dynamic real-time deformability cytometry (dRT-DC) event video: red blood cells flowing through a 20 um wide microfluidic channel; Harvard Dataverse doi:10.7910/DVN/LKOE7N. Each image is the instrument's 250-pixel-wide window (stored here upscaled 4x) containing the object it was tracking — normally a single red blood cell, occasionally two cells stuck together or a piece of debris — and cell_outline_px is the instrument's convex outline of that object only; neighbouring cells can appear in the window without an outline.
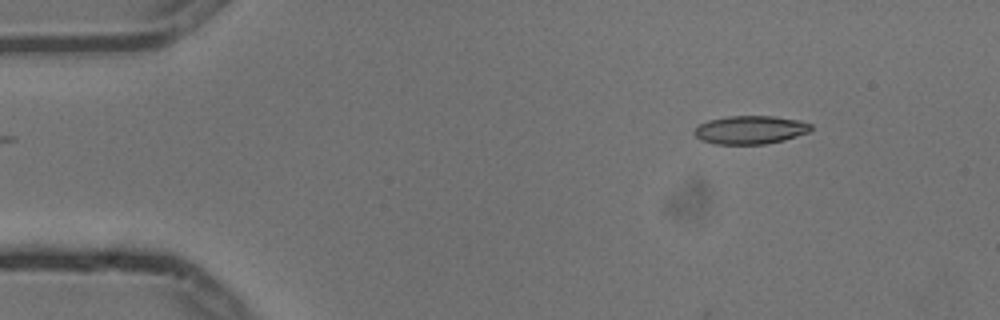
{"species": "common noctule bat (a hibernating species)", "species_latin": "Nyctalus noctula", "temperature_condition": "cold", "stored_images_in_passage": 4, "camera_frame_rate_fps": 3000, "um_per_image_px": 0.085, "animal": {"sex": "male", "body_mass_g": 13.3}, "frame": {"image": 1, "passage_image": 1, "time_ms": 0.0, "image_size_px": [1000, 320], "cell_outline_px": [[812, 128], [808, 132], [784, 140], [764, 144], [716, 144], [700, 140], [692, 132], [696, 124], [708, 120], [728, 116], [772, 116], [800, 120], [812, 124]], "centroid_in_image_um": [63.73, 11.03], "position_along_channel_um": 21.3, "area_um2": 19.42}}
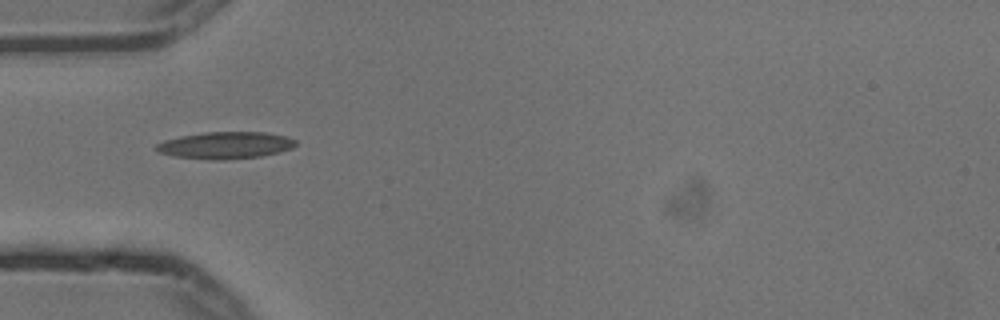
{"frame": {"image": 2, "passage_image": 4, "time_ms": 1.0, "image_size_px": [1000, 320], "cell_outline_px": [[296, 144], [292, 148], [260, 156], [224, 160], [212, 160], [176, 156], [160, 152], [152, 148], [156, 144], [164, 140], [180, 136], [204, 132], [264, 132], [288, 136], [296, 140]], "centroid_in_image_um": [19.15, 12.34], "position_along_channel_um": 65.9, "area_um2": 21.85}}